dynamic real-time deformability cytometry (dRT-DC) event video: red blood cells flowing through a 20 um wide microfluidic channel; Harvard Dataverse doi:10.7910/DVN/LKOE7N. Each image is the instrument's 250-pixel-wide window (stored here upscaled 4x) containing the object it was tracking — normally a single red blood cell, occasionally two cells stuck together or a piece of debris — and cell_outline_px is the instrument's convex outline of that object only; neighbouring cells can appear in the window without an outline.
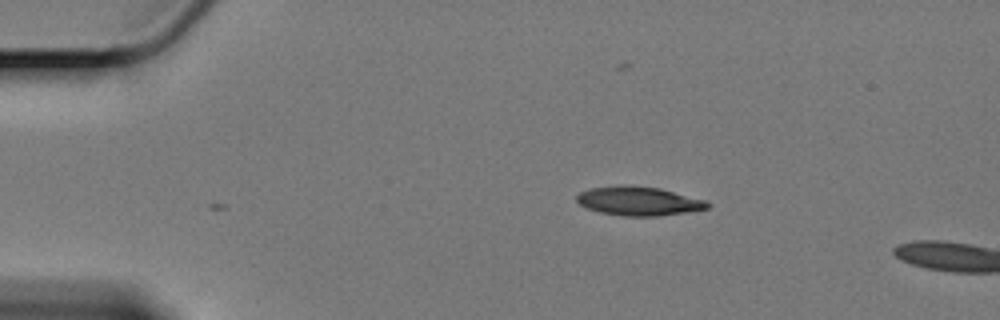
{"species": "Egyptian fruit bat (a non-hibernating species)", "species_latin": "Rousettus aegyptiacus", "temperature_condition": "cold", "stored_images_in_passage": 2, "camera_frame_rate_fps": 3000, "um_per_image_px": 0.085, "animal": {"sex": "female"}, "frame": {"image": 1, "passage_image": 1, "time_ms": 0.0, "image_size_px": [1000, 320], "cell_outline_px": [[712, 204], [708, 208], [660, 216], [620, 216], [600, 212], [584, 208], [576, 200], [576, 196], [580, 192], [592, 188], [620, 184], [624, 184], [660, 188], [704, 200]], "centroid_in_image_um": [54.24, 17.08], "position_along_channel_um": 30.8, "area_um2": 22.14}}